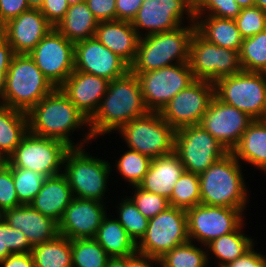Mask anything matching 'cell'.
Returning <instances> with one entry per match:
<instances>
[{
    "label": "cell",
    "instance_id": "83f0119b",
    "mask_svg": "<svg viewBox=\"0 0 266 267\" xmlns=\"http://www.w3.org/2000/svg\"><path fill=\"white\" fill-rule=\"evenodd\" d=\"M240 162L266 172V119L253 120L243 133L239 143L231 152Z\"/></svg>",
    "mask_w": 266,
    "mask_h": 267
},
{
    "label": "cell",
    "instance_id": "cb8c5ba5",
    "mask_svg": "<svg viewBox=\"0 0 266 267\" xmlns=\"http://www.w3.org/2000/svg\"><path fill=\"white\" fill-rule=\"evenodd\" d=\"M94 37L129 66L134 62L140 37L131 22L101 21L98 23Z\"/></svg>",
    "mask_w": 266,
    "mask_h": 267
},
{
    "label": "cell",
    "instance_id": "ac0fdd59",
    "mask_svg": "<svg viewBox=\"0 0 266 267\" xmlns=\"http://www.w3.org/2000/svg\"><path fill=\"white\" fill-rule=\"evenodd\" d=\"M252 121L253 119L246 113L221 102L214 96L199 125L207 130L228 152H232Z\"/></svg>",
    "mask_w": 266,
    "mask_h": 267
},
{
    "label": "cell",
    "instance_id": "94428289",
    "mask_svg": "<svg viewBox=\"0 0 266 267\" xmlns=\"http://www.w3.org/2000/svg\"><path fill=\"white\" fill-rule=\"evenodd\" d=\"M4 38V24L0 22V41H2Z\"/></svg>",
    "mask_w": 266,
    "mask_h": 267
},
{
    "label": "cell",
    "instance_id": "ab89813d",
    "mask_svg": "<svg viewBox=\"0 0 266 267\" xmlns=\"http://www.w3.org/2000/svg\"><path fill=\"white\" fill-rule=\"evenodd\" d=\"M118 206L119 223L137 244L144 236L149 220L143 216L130 198L122 199Z\"/></svg>",
    "mask_w": 266,
    "mask_h": 267
},
{
    "label": "cell",
    "instance_id": "30bf717a",
    "mask_svg": "<svg viewBox=\"0 0 266 267\" xmlns=\"http://www.w3.org/2000/svg\"><path fill=\"white\" fill-rule=\"evenodd\" d=\"M140 84L149 112H161L181 90L195 81L189 62L174 64L149 72H132Z\"/></svg>",
    "mask_w": 266,
    "mask_h": 267
},
{
    "label": "cell",
    "instance_id": "bcb514c9",
    "mask_svg": "<svg viewBox=\"0 0 266 267\" xmlns=\"http://www.w3.org/2000/svg\"><path fill=\"white\" fill-rule=\"evenodd\" d=\"M115 2L116 0H86L88 8L98 22L117 20Z\"/></svg>",
    "mask_w": 266,
    "mask_h": 267
},
{
    "label": "cell",
    "instance_id": "60d3db41",
    "mask_svg": "<svg viewBox=\"0 0 266 267\" xmlns=\"http://www.w3.org/2000/svg\"><path fill=\"white\" fill-rule=\"evenodd\" d=\"M32 248L21 230L10 227L3 218L0 220V261L11 254L31 253Z\"/></svg>",
    "mask_w": 266,
    "mask_h": 267
},
{
    "label": "cell",
    "instance_id": "d590c367",
    "mask_svg": "<svg viewBox=\"0 0 266 267\" xmlns=\"http://www.w3.org/2000/svg\"><path fill=\"white\" fill-rule=\"evenodd\" d=\"M72 267H106L107 252L94 238L72 239Z\"/></svg>",
    "mask_w": 266,
    "mask_h": 267
},
{
    "label": "cell",
    "instance_id": "6125c7cd",
    "mask_svg": "<svg viewBox=\"0 0 266 267\" xmlns=\"http://www.w3.org/2000/svg\"><path fill=\"white\" fill-rule=\"evenodd\" d=\"M83 1H86V0H67V3L69 6H72Z\"/></svg>",
    "mask_w": 266,
    "mask_h": 267
},
{
    "label": "cell",
    "instance_id": "9a60e30c",
    "mask_svg": "<svg viewBox=\"0 0 266 267\" xmlns=\"http://www.w3.org/2000/svg\"><path fill=\"white\" fill-rule=\"evenodd\" d=\"M244 210L205 204L187 209L189 241L196 239L206 246L212 240L234 232L243 223Z\"/></svg>",
    "mask_w": 266,
    "mask_h": 267
},
{
    "label": "cell",
    "instance_id": "db71d44e",
    "mask_svg": "<svg viewBox=\"0 0 266 267\" xmlns=\"http://www.w3.org/2000/svg\"><path fill=\"white\" fill-rule=\"evenodd\" d=\"M151 262L161 266L160 258L157 257L141 254L139 252L128 256V267H153Z\"/></svg>",
    "mask_w": 266,
    "mask_h": 267
},
{
    "label": "cell",
    "instance_id": "8992f818",
    "mask_svg": "<svg viewBox=\"0 0 266 267\" xmlns=\"http://www.w3.org/2000/svg\"><path fill=\"white\" fill-rule=\"evenodd\" d=\"M214 96L253 120L266 119V73L242 70L221 78L214 83Z\"/></svg>",
    "mask_w": 266,
    "mask_h": 267
},
{
    "label": "cell",
    "instance_id": "91938a15",
    "mask_svg": "<svg viewBox=\"0 0 266 267\" xmlns=\"http://www.w3.org/2000/svg\"><path fill=\"white\" fill-rule=\"evenodd\" d=\"M255 6L266 12V0H255Z\"/></svg>",
    "mask_w": 266,
    "mask_h": 267
},
{
    "label": "cell",
    "instance_id": "44dd1931",
    "mask_svg": "<svg viewBox=\"0 0 266 267\" xmlns=\"http://www.w3.org/2000/svg\"><path fill=\"white\" fill-rule=\"evenodd\" d=\"M53 28L39 9H28L4 24V36L15 54H29Z\"/></svg>",
    "mask_w": 266,
    "mask_h": 267
},
{
    "label": "cell",
    "instance_id": "d6986e66",
    "mask_svg": "<svg viewBox=\"0 0 266 267\" xmlns=\"http://www.w3.org/2000/svg\"><path fill=\"white\" fill-rule=\"evenodd\" d=\"M74 70L112 81L124 76L130 66L93 37L75 42Z\"/></svg>",
    "mask_w": 266,
    "mask_h": 267
},
{
    "label": "cell",
    "instance_id": "d4e9b609",
    "mask_svg": "<svg viewBox=\"0 0 266 267\" xmlns=\"http://www.w3.org/2000/svg\"><path fill=\"white\" fill-rule=\"evenodd\" d=\"M184 172L183 164L173 151L168 155L152 159L143 181L138 186L169 200L175 183Z\"/></svg>",
    "mask_w": 266,
    "mask_h": 267
},
{
    "label": "cell",
    "instance_id": "4316f807",
    "mask_svg": "<svg viewBox=\"0 0 266 267\" xmlns=\"http://www.w3.org/2000/svg\"><path fill=\"white\" fill-rule=\"evenodd\" d=\"M206 18V19H204ZM196 31L207 41L219 47L239 51L243 38L235 19L219 18L210 15L195 17ZM199 19V20H198Z\"/></svg>",
    "mask_w": 266,
    "mask_h": 267
},
{
    "label": "cell",
    "instance_id": "816d5d0a",
    "mask_svg": "<svg viewBox=\"0 0 266 267\" xmlns=\"http://www.w3.org/2000/svg\"><path fill=\"white\" fill-rule=\"evenodd\" d=\"M266 257L260 253L255 252L252 247L242 257L230 262L225 267H264Z\"/></svg>",
    "mask_w": 266,
    "mask_h": 267
},
{
    "label": "cell",
    "instance_id": "484cf974",
    "mask_svg": "<svg viewBox=\"0 0 266 267\" xmlns=\"http://www.w3.org/2000/svg\"><path fill=\"white\" fill-rule=\"evenodd\" d=\"M74 198L72 190L63 174L48 177L41 190L30 204L42 215L52 218L59 223L65 209Z\"/></svg>",
    "mask_w": 266,
    "mask_h": 267
},
{
    "label": "cell",
    "instance_id": "e575fe53",
    "mask_svg": "<svg viewBox=\"0 0 266 267\" xmlns=\"http://www.w3.org/2000/svg\"><path fill=\"white\" fill-rule=\"evenodd\" d=\"M193 241H188L167 251L160 257L161 267H206L209 255L204 249L194 246Z\"/></svg>",
    "mask_w": 266,
    "mask_h": 267
},
{
    "label": "cell",
    "instance_id": "8fae6325",
    "mask_svg": "<svg viewBox=\"0 0 266 267\" xmlns=\"http://www.w3.org/2000/svg\"><path fill=\"white\" fill-rule=\"evenodd\" d=\"M189 241L186 210L169 206L149 220L137 252L160 258L167 251Z\"/></svg>",
    "mask_w": 266,
    "mask_h": 267
},
{
    "label": "cell",
    "instance_id": "2e32d148",
    "mask_svg": "<svg viewBox=\"0 0 266 267\" xmlns=\"http://www.w3.org/2000/svg\"><path fill=\"white\" fill-rule=\"evenodd\" d=\"M214 97V83L195 80L178 92L161 110L162 118L175 130L200 124Z\"/></svg>",
    "mask_w": 266,
    "mask_h": 267
},
{
    "label": "cell",
    "instance_id": "6da1fadb",
    "mask_svg": "<svg viewBox=\"0 0 266 267\" xmlns=\"http://www.w3.org/2000/svg\"><path fill=\"white\" fill-rule=\"evenodd\" d=\"M148 112L137 76L129 70L124 76L109 81L97 112L89 120L88 129L96 139L97 135L116 131Z\"/></svg>",
    "mask_w": 266,
    "mask_h": 267
},
{
    "label": "cell",
    "instance_id": "3957f363",
    "mask_svg": "<svg viewBox=\"0 0 266 267\" xmlns=\"http://www.w3.org/2000/svg\"><path fill=\"white\" fill-rule=\"evenodd\" d=\"M240 168L239 161L228 152L199 174L200 204L245 209L248 196Z\"/></svg>",
    "mask_w": 266,
    "mask_h": 267
},
{
    "label": "cell",
    "instance_id": "ee69618b",
    "mask_svg": "<svg viewBox=\"0 0 266 267\" xmlns=\"http://www.w3.org/2000/svg\"><path fill=\"white\" fill-rule=\"evenodd\" d=\"M241 9L235 0H196L193 3L195 17L205 15L207 11V15L210 16L235 19L240 14Z\"/></svg>",
    "mask_w": 266,
    "mask_h": 267
},
{
    "label": "cell",
    "instance_id": "277c9868",
    "mask_svg": "<svg viewBox=\"0 0 266 267\" xmlns=\"http://www.w3.org/2000/svg\"><path fill=\"white\" fill-rule=\"evenodd\" d=\"M162 33L142 35L138 42L131 72H149L163 67L189 62L190 41L195 24ZM173 61H175L173 63Z\"/></svg>",
    "mask_w": 266,
    "mask_h": 267
},
{
    "label": "cell",
    "instance_id": "7c38bea8",
    "mask_svg": "<svg viewBox=\"0 0 266 267\" xmlns=\"http://www.w3.org/2000/svg\"><path fill=\"white\" fill-rule=\"evenodd\" d=\"M189 65L195 80L211 83L242 71L239 51L219 47L196 30L190 41Z\"/></svg>",
    "mask_w": 266,
    "mask_h": 267
},
{
    "label": "cell",
    "instance_id": "c3c4849f",
    "mask_svg": "<svg viewBox=\"0 0 266 267\" xmlns=\"http://www.w3.org/2000/svg\"><path fill=\"white\" fill-rule=\"evenodd\" d=\"M28 9L27 0H0V22L6 24Z\"/></svg>",
    "mask_w": 266,
    "mask_h": 267
},
{
    "label": "cell",
    "instance_id": "7402d4cb",
    "mask_svg": "<svg viewBox=\"0 0 266 267\" xmlns=\"http://www.w3.org/2000/svg\"><path fill=\"white\" fill-rule=\"evenodd\" d=\"M109 81L103 77L74 70L60 86L75 107L90 120L97 112Z\"/></svg>",
    "mask_w": 266,
    "mask_h": 267
},
{
    "label": "cell",
    "instance_id": "b9f144b4",
    "mask_svg": "<svg viewBox=\"0 0 266 267\" xmlns=\"http://www.w3.org/2000/svg\"><path fill=\"white\" fill-rule=\"evenodd\" d=\"M132 187L135 189L134 196H130L129 198L148 220L170 206L169 200L164 196L143 190L139 186Z\"/></svg>",
    "mask_w": 266,
    "mask_h": 267
},
{
    "label": "cell",
    "instance_id": "603a6c76",
    "mask_svg": "<svg viewBox=\"0 0 266 267\" xmlns=\"http://www.w3.org/2000/svg\"><path fill=\"white\" fill-rule=\"evenodd\" d=\"M3 219L10 227L21 230L32 247L53 240L59 234L58 223L31 205L5 210Z\"/></svg>",
    "mask_w": 266,
    "mask_h": 267
},
{
    "label": "cell",
    "instance_id": "e0dca14e",
    "mask_svg": "<svg viewBox=\"0 0 266 267\" xmlns=\"http://www.w3.org/2000/svg\"><path fill=\"white\" fill-rule=\"evenodd\" d=\"M184 14L190 18V23L195 24L190 0H144L131 24L141 38L140 29L147 30L145 35H150L179 28Z\"/></svg>",
    "mask_w": 266,
    "mask_h": 267
},
{
    "label": "cell",
    "instance_id": "7a4b0ae2",
    "mask_svg": "<svg viewBox=\"0 0 266 267\" xmlns=\"http://www.w3.org/2000/svg\"><path fill=\"white\" fill-rule=\"evenodd\" d=\"M29 132L64 142L70 148L83 147L93 137L88 130L80 144L73 145L69 136L77 128L89 125V120L75 107L60 87L54 88L28 112Z\"/></svg>",
    "mask_w": 266,
    "mask_h": 267
},
{
    "label": "cell",
    "instance_id": "8d00e7d4",
    "mask_svg": "<svg viewBox=\"0 0 266 267\" xmlns=\"http://www.w3.org/2000/svg\"><path fill=\"white\" fill-rule=\"evenodd\" d=\"M169 203L184 210L200 204L199 174L185 171L175 183Z\"/></svg>",
    "mask_w": 266,
    "mask_h": 267
},
{
    "label": "cell",
    "instance_id": "7dc6e473",
    "mask_svg": "<svg viewBox=\"0 0 266 267\" xmlns=\"http://www.w3.org/2000/svg\"><path fill=\"white\" fill-rule=\"evenodd\" d=\"M69 5L67 0H44L42 7L39 9L45 19L53 26L63 19Z\"/></svg>",
    "mask_w": 266,
    "mask_h": 267
},
{
    "label": "cell",
    "instance_id": "f907efd6",
    "mask_svg": "<svg viewBox=\"0 0 266 267\" xmlns=\"http://www.w3.org/2000/svg\"><path fill=\"white\" fill-rule=\"evenodd\" d=\"M15 53L12 46L4 38L0 41V93L3 89L5 78Z\"/></svg>",
    "mask_w": 266,
    "mask_h": 267
},
{
    "label": "cell",
    "instance_id": "f6af8a7d",
    "mask_svg": "<svg viewBox=\"0 0 266 267\" xmlns=\"http://www.w3.org/2000/svg\"><path fill=\"white\" fill-rule=\"evenodd\" d=\"M19 203L11 169L7 166L0 172V211L18 207Z\"/></svg>",
    "mask_w": 266,
    "mask_h": 267
},
{
    "label": "cell",
    "instance_id": "74e56055",
    "mask_svg": "<svg viewBox=\"0 0 266 267\" xmlns=\"http://www.w3.org/2000/svg\"><path fill=\"white\" fill-rule=\"evenodd\" d=\"M21 205H30L48 178L45 174L19 167H9Z\"/></svg>",
    "mask_w": 266,
    "mask_h": 267
},
{
    "label": "cell",
    "instance_id": "f1b7e54d",
    "mask_svg": "<svg viewBox=\"0 0 266 267\" xmlns=\"http://www.w3.org/2000/svg\"><path fill=\"white\" fill-rule=\"evenodd\" d=\"M98 20L88 8L86 1L69 6L63 19L55 27L72 42L93 38Z\"/></svg>",
    "mask_w": 266,
    "mask_h": 267
},
{
    "label": "cell",
    "instance_id": "4fadbf2b",
    "mask_svg": "<svg viewBox=\"0 0 266 267\" xmlns=\"http://www.w3.org/2000/svg\"><path fill=\"white\" fill-rule=\"evenodd\" d=\"M174 152L185 171L201 174L228 151L199 124L176 130Z\"/></svg>",
    "mask_w": 266,
    "mask_h": 267
},
{
    "label": "cell",
    "instance_id": "5b68a950",
    "mask_svg": "<svg viewBox=\"0 0 266 267\" xmlns=\"http://www.w3.org/2000/svg\"><path fill=\"white\" fill-rule=\"evenodd\" d=\"M54 88L29 54H15L0 93V104L27 113Z\"/></svg>",
    "mask_w": 266,
    "mask_h": 267
},
{
    "label": "cell",
    "instance_id": "4dcf8cb0",
    "mask_svg": "<svg viewBox=\"0 0 266 267\" xmlns=\"http://www.w3.org/2000/svg\"><path fill=\"white\" fill-rule=\"evenodd\" d=\"M110 258L127 257L137 252V244L117 219L103 218L94 238Z\"/></svg>",
    "mask_w": 266,
    "mask_h": 267
},
{
    "label": "cell",
    "instance_id": "ba28073f",
    "mask_svg": "<svg viewBox=\"0 0 266 267\" xmlns=\"http://www.w3.org/2000/svg\"><path fill=\"white\" fill-rule=\"evenodd\" d=\"M118 132L129 149L151 159L174 151L176 130L162 118L160 112H148L135 118L123 125Z\"/></svg>",
    "mask_w": 266,
    "mask_h": 267
},
{
    "label": "cell",
    "instance_id": "9f6ffc18",
    "mask_svg": "<svg viewBox=\"0 0 266 267\" xmlns=\"http://www.w3.org/2000/svg\"><path fill=\"white\" fill-rule=\"evenodd\" d=\"M235 2L241 8H247V7H253V6H255V0H235Z\"/></svg>",
    "mask_w": 266,
    "mask_h": 267
},
{
    "label": "cell",
    "instance_id": "681fc988",
    "mask_svg": "<svg viewBox=\"0 0 266 267\" xmlns=\"http://www.w3.org/2000/svg\"><path fill=\"white\" fill-rule=\"evenodd\" d=\"M144 0H116L117 20L132 22Z\"/></svg>",
    "mask_w": 266,
    "mask_h": 267
},
{
    "label": "cell",
    "instance_id": "f546056e",
    "mask_svg": "<svg viewBox=\"0 0 266 267\" xmlns=\"http://www.w3.org/2000/svg\"><path fill=\"white\" fill-rule=\"evenodd\" d=\"M28 132L27 113L0 104V154L8 158Z\"/></svg>",
    "mask_w": 266,
    "mask_h": 267
},
{
    "label": "cell",
    "instance_id": "ffe728a7",
    "mask_svg": "<svg viewBox=\"0 0 266 267\" xmlns=\"http://www.w3.org/2000/svg\"><path fill=\"white\" fill-rule=\"evenodd\" d=\"M103 202L73 198L58 223V233L72 239L95 238L106 208Z\"/></svg>",
    "mask_w": 266,
    "mask_h": 267
},
{
    "label": "cell",
    "instance_id": "52a82bcc",
    "mask_svg": "<svg viewBox=\"0 0 266 267\" xmlns=\"http://www.w3.org/2000/svg\"><path fill=\"white\" fill-rule=\"evenodd\" d=\"M84 147L70 148L64 157L66 177L73 196L103 202L110 174L108 161L92 157L83 151Z\"/></svg>",
    "mask_w": 266,
    "mask_h": 267
},
{
    "label": "cell",
    "instance_id": "6f0895ef",
    "mask_svg": "<svg viewBox=\"0 0 266 267\" xmlns=\"http://www.w3.org/2000/svg\"><path fill=\"white\" fill-rule=\"evenodd\" d=\"M44 0H27V3L32 9H40L43 5Z\"/></svg>",
    "mask_w": 266,
    "mask_h": 267
},
{
    "label": "cell",
    "instance_id": "9c48e42d",
    "mask_svg": "<svg viewBox=\"0 0 266 267\" xmlns=\"http://www.w3.org/2000/svg\"><path fill=\"white\" fill-rule=\"evenodd\" d=\"M70 149L64 142L28 132L8 157V167H19L54 177L62 174L61 165Z\"/></svg>",
    "mask_w": 266,
    "mask_h": 267
},
{
    "label": "cell",
    "instance_id": "f5cc1de1",
    "mask_svg": "<svg viewBox=\"0 0 266 267\" xmlns=\"http://www.w3.org/2000/svg\"><path fill=\"white\" fill-rule=\"evenodd\" d=\"M2 267H34L31 253L11 254L0 261Z\"/></svg>",
    "mask_w": 266,
    "mask_h": 267
},
{
    "label": "cell",
    "instance_id": "680465c9",
    "mask_svg": "<svg viewBox=\"0 0 266 267\" xmlns=\"http://www.w3.org/2000/svg\"><path fill=\"white\" fill-rule=\"evenodd\" d=\"M8 165V158L0 154V172Z\"/></svg>",
    "mask_w": 266,
    "mask_h": 267
},
{
    "label": "cell",
    "instance_id": "11a10c76",
    "mask_svg": "<svg viewBox=\"0 0 266 267\" xmlns=\"http://www.w3.org/2000/svg\"><path fill=\"white\" fill-rule=\"evenodd\" d=\"M106 267H128V256L109 258Z\"/></svg>",
    "mask_w": 266,
    "mask_h": 267
},
{
    "label": "cell",
    "instance_id": "d6a6232c",
    "mask_svg": "<svg viewBox=\"0 0 266 267\" xmlns=\"http://www.w3.org/2000/svg\"><path fill=\"white\" fill-rule=\"evenodd\" d=\"M242 226L243 223L234 232L220 236L206 245L219 260V267H225L254 247L253 239L242 234Z\"/></svg>",
    "mask_w": 266,
    "mask_h": 267
},
{
    "label": "cell",
    "instance_id": "f35d334b",
    "mask_svg": "<svg viewBox=\"0 0 266 267\" xmlns=\"http://www.w3.org/2000/svg\"><path fill=\"white\" fill-rule=\"evenodd\" d=\"M151 160L150 157L130 149L116 160V168L129 184L138 186L143 181Z\"/></svg>",
    "mask_w": 266,
    "mask_h": 267
},
{
    "label": "cell",
    "instance_id": "1f68e13d",
    "mask_svg": "<svg viewBox=\"0 0 266 267\" xmlns=\"http://www.w3.org/2000/svg\"><path fill=\"white\" fill-rule=\"evenodd\" d=\"M34 267H72L71 240L57 235L53 240L33 246Z\"/></svg>",
    "mask_w": 266,
    "mask_h": 267
},
{
    "label": "cell",
    "instance_id": "836d02e7",
    "mask_svg": "<svg viewBox=\"0 0 266 267\" xmlns=\"http://www.w3.org/2000/svg\"><path fill=\"white\" fill-rule=\"evenodd\" d=\"M239 58L243 71L266 73V30L243 39Z\"/></svg>",
    "mask_w": 266,
    "mask_h": 267
},
{
    "label": "cell",
    "instance_id": "be15d7a7",
    "mask_svg": "<svg viewBox=\"0 0 266 267\" xmlns=\"http://www.w3.org/2000/svg\"><path fill=\"white\" fill-rule=\"evenodd\" d=\"M3 218V213L0 211V220Z\"/></svg>",
    "mask_w": 266,
    "mask_h": 267
},
{
    "label": "cell",
    "instance_id": "5bb4252c",
    "mask_svg": "<svg viewBox=\"0 0 266 267\" xmlns=\"http://www.w3.org/2000/svg\"><path fill=\"white\" fill-rule=\"evenodd\" d=\"M74 45L53 27L29 53L55 88L60 87L74 71Z\"/></svg>",
    "mask_w": 266,
    "mask_h": 267
},
{
    "label": "cell",
    "instance_id": "7bdbcfd3",
    "mask_svg": "<svg viewBox=\"0 0 266 267\" xmlns=\"http://www.w3.org/2000/svg\"><path fill=\"white\" fill-rule=\"evenodd\" d=\"M235 21L243 39L266 30V12L257 6L242 8Z\"/></svg>",
    "mask_w": 266,
    "mask_h": 267
}]
</instances>
